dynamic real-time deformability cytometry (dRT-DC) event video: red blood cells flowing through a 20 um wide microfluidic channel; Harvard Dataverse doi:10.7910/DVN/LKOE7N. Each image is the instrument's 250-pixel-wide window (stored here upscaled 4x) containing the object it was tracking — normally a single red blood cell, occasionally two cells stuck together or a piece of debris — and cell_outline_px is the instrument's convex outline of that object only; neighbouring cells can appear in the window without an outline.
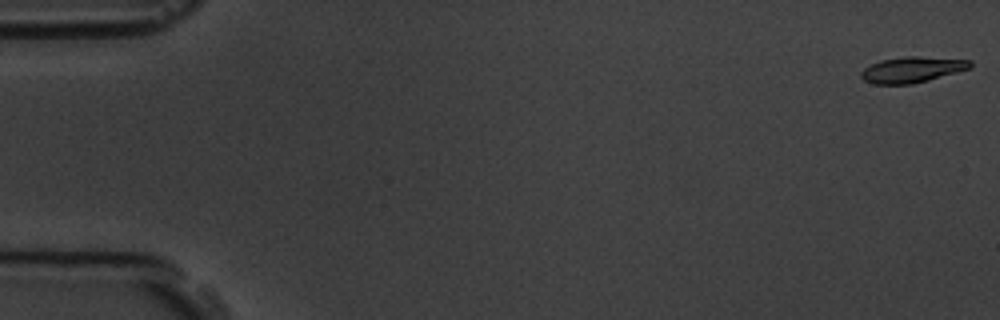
{"species": "common noctule bat (a hibernating species)", "species_latin": "Nyctalus noctula", "temperature_condition": "room temperature", "stored_images_in_passage": 5, "camera_frame_rate_fps": 3000, "um_per_image_px": 0.085, "animal": {"sex": "male", "body_mass_g": 19.5, "forearm_length_mm": 54.6}, "frame": {"image": 1, "passage_image": 1, "time_ms": 0.0, "image_size_px": [1000, 320], "cell_outline_px": [[972, 68], [928, 80], [912, 84], [872, 84], [864, 80], [860, 76], [860, 72], [864, 68], [880, 60], [908, 56], [916, 56], [972, 60]], "centroid_in_image_um": [77.53, 5.92], "position_along_channel_um": 7.5, "area_um2": 16.42}}
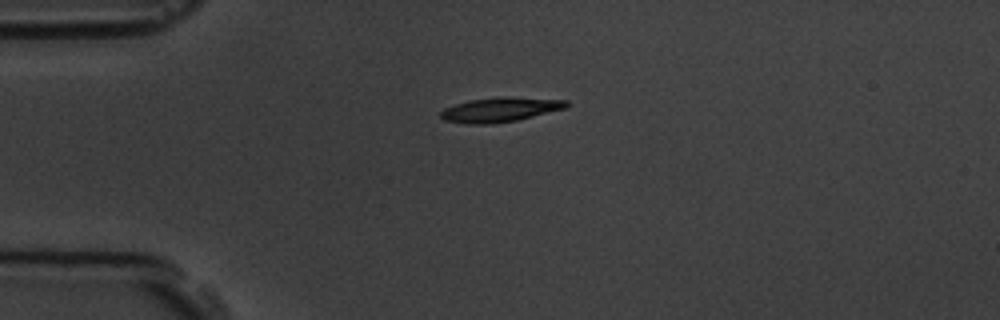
{"frame": {"image": 2, "passage_image": 4, "time_ms": 4.333, "image_size_px": [1000, 320], "cell_outline_px": [[568, 104], [564, 108], [516, 120], [488, 124], [468, 124], [444, 120], [440, 116], [440, 112], [444, 108], [468, 100], [496, 96], [508, 96], [568, 100]], "centroid_in_image_um": [42.47, 9.3], "position_along_channel_um": 42.5, "area_um2": 17.92}}